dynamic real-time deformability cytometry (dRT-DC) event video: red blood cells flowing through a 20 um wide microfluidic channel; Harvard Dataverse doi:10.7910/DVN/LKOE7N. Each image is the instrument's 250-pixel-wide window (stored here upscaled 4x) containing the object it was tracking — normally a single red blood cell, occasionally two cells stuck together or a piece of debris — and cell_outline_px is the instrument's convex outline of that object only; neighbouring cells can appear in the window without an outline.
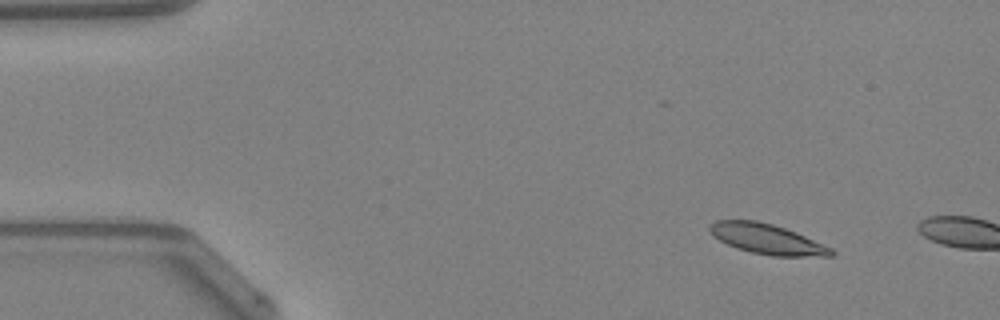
{"species": "Egyptian fruit bat (a non-hibernating species)", "species_latin": "Rousettus aegyptiacus", "temperature_condition": "warm", "stored_images_in_passage": 9, "camera_frame_rate_fps": 3000, "um_per_image_px": 0.085, "animal": {"sex": "female"}, "frame": {"image": 1, "passage_image": 6, "time_ms": 1.667, "image_size_px": [1000, 320], "cell_outline_px": [[836, 252], [832, 256], [772, 256], [752, 252], [736, 248], [712, 236], [708, 228], [708, 224], [716, 220], [756, 220], [772, 224], [796, 232], [832, 248]], "centroid_in_image_um": [65.17, 20.31], "position_along_channel_um": 19.8, "area_um2": 21.33}}